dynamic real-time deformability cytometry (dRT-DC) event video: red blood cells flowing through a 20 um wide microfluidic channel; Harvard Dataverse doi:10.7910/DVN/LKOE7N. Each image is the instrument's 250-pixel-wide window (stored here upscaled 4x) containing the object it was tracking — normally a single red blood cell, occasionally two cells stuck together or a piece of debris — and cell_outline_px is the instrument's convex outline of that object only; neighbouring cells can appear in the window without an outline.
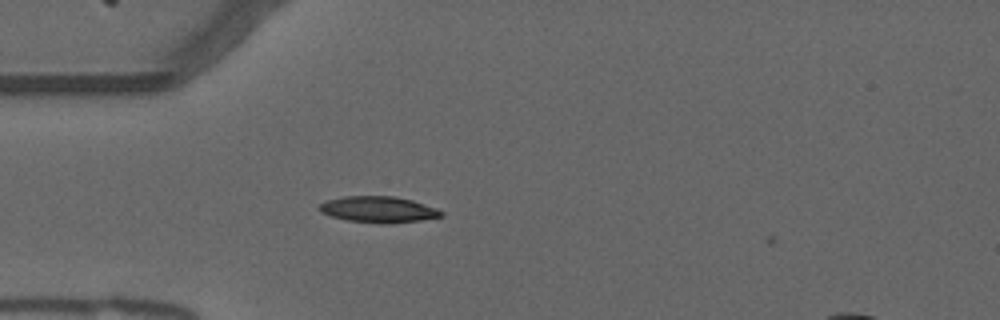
{"species": "common noctule bat (a hibernating species)", "species_latin": "Nyctalus noctula", "temperature_condition": "warm", "stored_images_in_passage": 4, "camera_frame_rate_fps": 3000, "um_per_image_px": 0.085, "animal": {"sex": "male", "forearm_length_mm": 52.5}, "frame": {"image": 1, "passage_image": 3, "time_ms": 0.667, "image_size_px": [1000, 320], "cell_outline_px": [[444, 216], [420, 220], [384, 224], [380, 224], [348, 220], [332, 216], [320, 212], [320, 204], [328, 200], [344, 196], [396, 196], [412, 200], [436, 208], [444, 212]], "centroid_in_image_um": [32.2, 17.8], "position_along_channel_um": 52.8, "area_um2": 18.5}}